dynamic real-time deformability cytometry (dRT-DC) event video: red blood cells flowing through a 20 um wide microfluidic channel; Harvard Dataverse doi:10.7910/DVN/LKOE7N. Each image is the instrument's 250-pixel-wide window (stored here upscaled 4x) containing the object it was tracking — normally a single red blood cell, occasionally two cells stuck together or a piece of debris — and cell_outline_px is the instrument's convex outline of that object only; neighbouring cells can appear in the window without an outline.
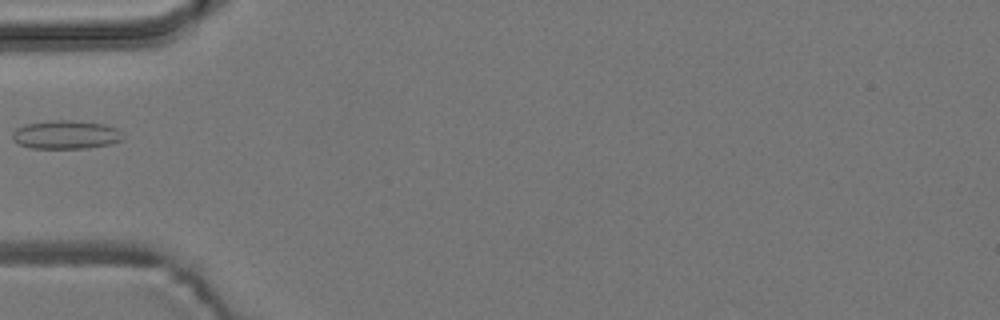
{"species": "common noctule bat (a hibernating species)", "species_latin": "Nyctalus noctula", "temperature_condition": "room temperature", "stored_images_in_passage": 7, "camera_frame_rate_fps": 3000, "um_per_image_px": 0.085, "animal": {"sex": "male", "body_mass_g": 19.2, "forearm_length_mm": 51.8}, "frame": {"image": 1, "passage_image": 5, "time_ms": 4.667, "image_size_px": [1000, 320], "cell_outline_px": [[124, 140], [112, 144], [88, 148], [32, 148], [16, 144], [12, 140], [12, 132], [16, 128], [24, 124], [52, 120], [72, 120], [104, 124], [116, 128], [124, 136]], "centroid_in_image_um": [5.59, 11.45], "position_along_channel_um": 79.4, "area_um2": 18.67}}
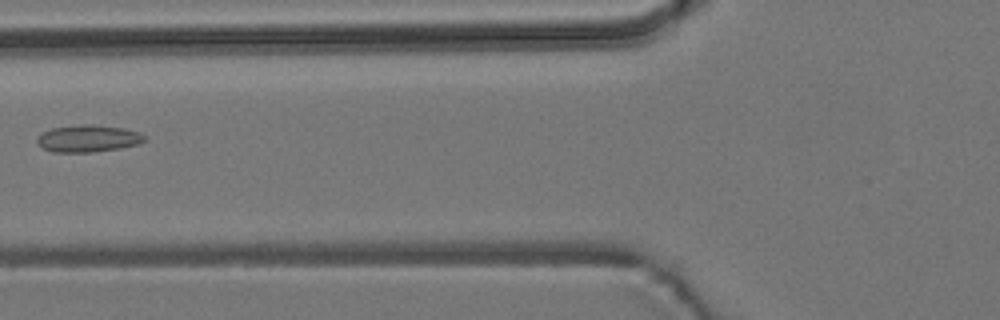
{"frame": {"image": 2, "passage_image": 6, "time_ms": 5.667, "image_size_px": [1000, 320], "cell_outline_px": [[148, 140], [140, 144], [120, 148], [92, 152], [52, 152], [44, 148], [36, 140], [44, 132], [52, 128], [80, 124], [92, 124], [124, 128], [140, 132]], "centroid_in_image_um": [7.56, 11.77], "position_along_channel_um": 118.2, "area_um2": 16.94}}
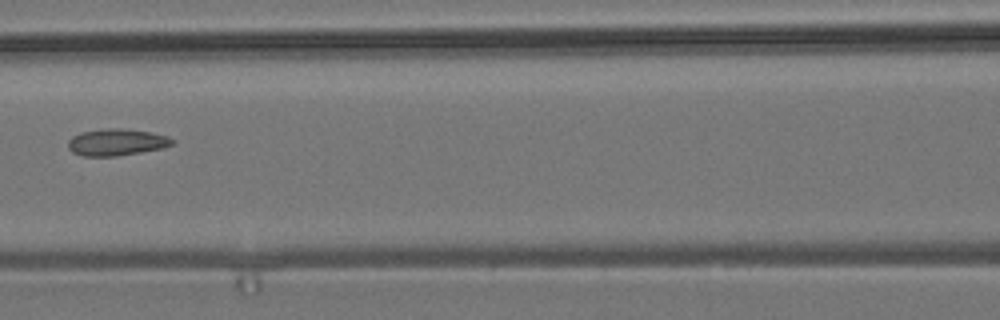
{"frame": {"image": 3, "passage_image": 7, "time_ms": 6.667, "image_size_px": [1000, 320], "cell_outline_px": [[176, 140], [172, 144], [160, 148], [140, 152], [116, 156], [84, 156], [72, 152], [68, 148], [68, 140], [72, 136], [80, 132], [108, 128], [124, 128], [148, 132], [168, 136]], "centroid_in_image_um": [9.87, 12.08], "position_along_channel_um": 156.7, "area_um2": 16.18}}